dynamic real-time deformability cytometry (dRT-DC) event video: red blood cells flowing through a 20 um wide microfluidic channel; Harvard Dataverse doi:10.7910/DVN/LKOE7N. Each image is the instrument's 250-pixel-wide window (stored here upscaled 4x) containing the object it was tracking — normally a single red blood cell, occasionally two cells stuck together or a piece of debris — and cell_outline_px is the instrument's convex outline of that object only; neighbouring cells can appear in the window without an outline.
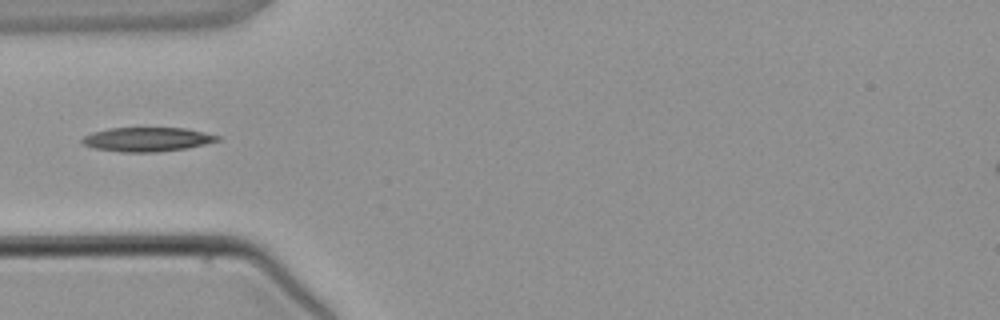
{"species": "common noctule bat (a hibernating species)", "species_latin": "Nyctalus noctula", "temperature_condition": "warm", "stored_images_in_passage": 3, "camera_frame_rate_fps": 3000, "um_per_image_px": 0.085, "animal": {"sex": "male", "body_mass_g": 21.5, "forearm_length_mm": 52.0}, "frame": {"image": 1, "passage_image": 3, "time_ms": 2.333, "image_size_px": [1000, 320], "cell_outline_px": [[220, 140], [188, 148], [156, 152], [120, 152], [92, 148], [84, 144], [80, 140], [84, 136], [92, 132], [108, 128], [184, 128], [204, 132], [220, 136]], "centroid_in_image_um": [12.48, 11.85], "position_along_channel_um": 72.5, "area_um2": 19.07}}